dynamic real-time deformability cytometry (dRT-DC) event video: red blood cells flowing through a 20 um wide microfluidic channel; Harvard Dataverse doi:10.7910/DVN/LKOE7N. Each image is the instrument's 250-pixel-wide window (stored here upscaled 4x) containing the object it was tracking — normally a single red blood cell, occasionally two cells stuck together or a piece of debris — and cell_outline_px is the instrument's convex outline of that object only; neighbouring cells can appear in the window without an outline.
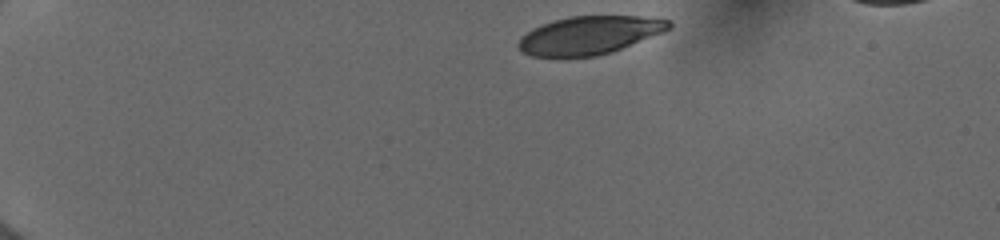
{"species": "human", "species_latin": "Homo sapiens", "temperature_condition": "cold", "stored_images_in_passage": 25, "camera_frame_rate_fps": 3000, "um_per_image_px": 0.085, "donor": {"sex": "female"}, "frame": {"image": 1, "passage_image": 1, "time_ms": 0.0, "image_size_px": [1000, 240], "cell_outline_px": [[672, 28], [664, 32], [612, 52], [596, 56], [532, 56], [524, 52], [516, 44], [520, 36], [532, 28], [552, 20], [568, 16], [640, 16], [668, 20], [672, 24]], "centroid_in_image_um": [50.09, 2.98], "position_along_channel_um": 34.9, "area_um2": 33.47}}
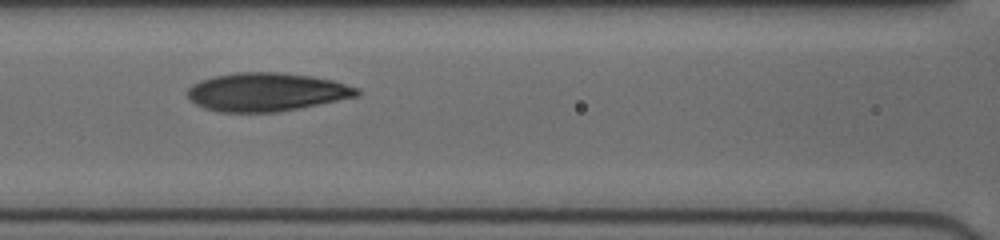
{"frame": {"image": 2, "passage_image": 15, "time_ms": 1671.667, "image_size_px": [1000, 240], "cell_outline_px": [[360, 96], [276, 112], [220, 112], [204, 108], [196, 104], [188, 96], [188, 88], [192, 84], [200, 80], [216, 76], [236, 72], [280, 72], [312, 76], [332, 80], [360, 88]], "centroid_in_image_um": [22.67, 7.81], "position_along_channel_um": 143.9, "area_um2": 37.86}}
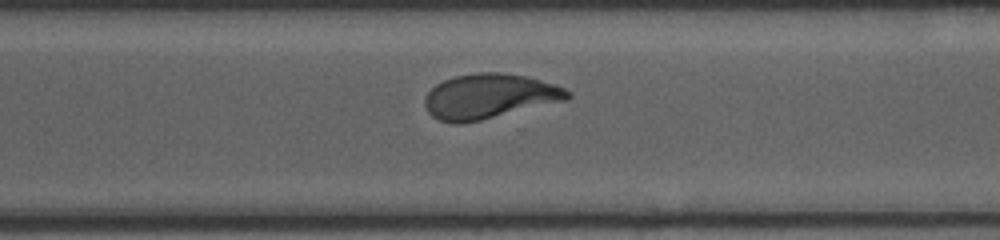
{"frame": {"image": 3, "passage_image": 25, "time_ms": 1676.333, "image_size_px": [1000, 240], "cell_outline_px": [[572, 96], [568, 100], [480, 120], [460, 124], [452, 124], [440, 120], [432, 116], [428, 112], [424, 104], [424, 100], [428, 92], [436, 84], [452, 76], [476, 72], [500, 72], [528, 76], [556, 84], [564, 88]], "centroid_in_image_um": [41.59, 8.17], "position_along_channel_um": 329.0, "area_um2": 37.51}}